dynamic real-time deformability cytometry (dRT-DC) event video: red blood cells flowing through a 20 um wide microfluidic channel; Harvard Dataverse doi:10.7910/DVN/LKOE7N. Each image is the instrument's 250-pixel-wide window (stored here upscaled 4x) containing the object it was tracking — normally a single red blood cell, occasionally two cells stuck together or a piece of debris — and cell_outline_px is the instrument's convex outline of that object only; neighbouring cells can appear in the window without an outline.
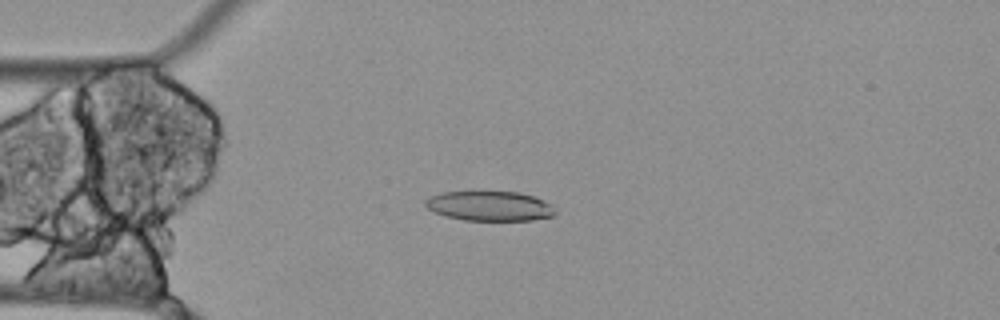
{"species": "Egyptian fruit bat (a non-hibernating species)", "species_latin": "Rousettus aegyptiacus", "temperature_condition": "cold", "stored_images_in_passage": 56, "camera_frame_rate_fps": 3000, "um_per_image_px": 0.085, "animal": {"sex": "female"}, "frame": {"image": 1, "passage_image": 14, "time_ms": 4.333, "image_size_px": [1000, 320], "cell_outline_px": [[556, 212], [552, 216], [532, 220], [464, 220], [448, 216], [436, 212], [428, 208], [424, 204], [424, 200], [428, 196], [440, 192], [520, 192], [544, 200], [556, 208]], "centroid_in_image_um": [41.62, 17.5], "position_along_channel_um": 43.4, "area_um2": 22.43}}
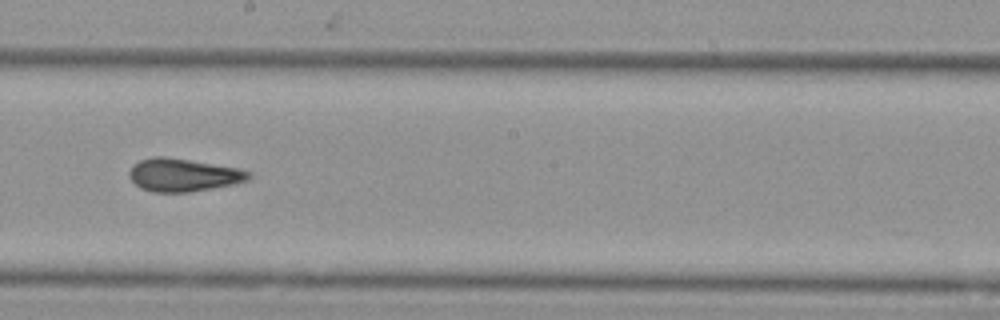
{"frame": {"image": 2, "passage_image": 31, "time_ms": 10.0, "image_size_px": [1000, 320], "cell_outline_px": [[252, 176], [248, 180], [232, 184], [188, 192], [152, 192], [140, 188], [128, 176], [128, 172], [132, 164], [140, 160], [156, 156], [164, 156], [236, 168], [252, 172]], "centroid_in_image_um": [15.53, 14.87], "position_along_channel_um": 232.7, "area_um2": 22.72}}
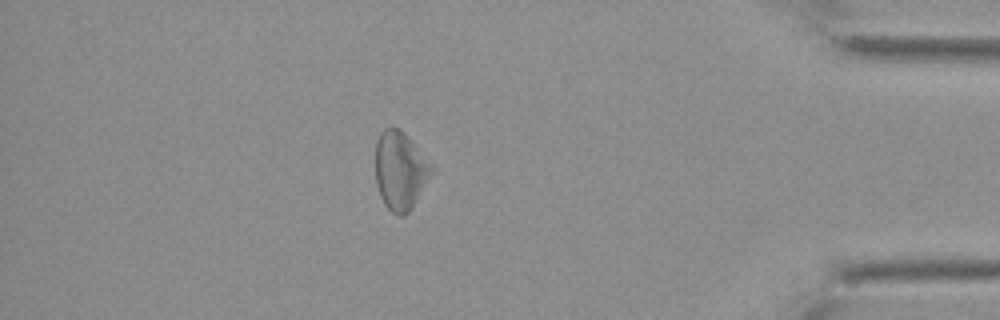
{"frame": {"image": 3, "passage_image": 49, "time_ms": 16.0, "image_size_px": [1000, 320], "cell_outline_px": [[436, 168], [412, 208], [404, 216], [396, 216], [384, 204], [380, 196], [376, 184], [376, 140], [380, 132], [384, 128], [392, 124], [400, 128], [404, 132]], "centroid_in_image_um": [34.03, 14.47], "position_along_channel_um": 401.2, "area_um2": 26.13}}